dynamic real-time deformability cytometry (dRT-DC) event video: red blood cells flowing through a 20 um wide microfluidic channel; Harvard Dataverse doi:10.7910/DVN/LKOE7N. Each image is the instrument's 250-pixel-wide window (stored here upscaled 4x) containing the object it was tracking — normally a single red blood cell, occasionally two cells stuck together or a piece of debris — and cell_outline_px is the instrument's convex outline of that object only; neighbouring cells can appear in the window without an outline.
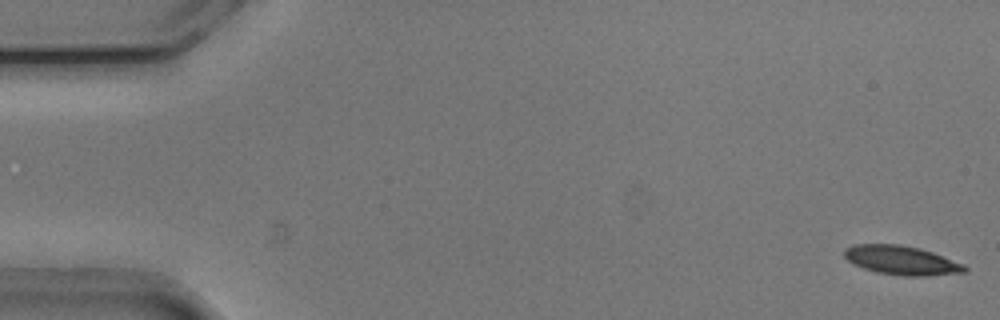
{"species": "common noctule bat (a hibernating species)", "species_latin": "Nyctalus noctula", "temperature_condition": "cold", "stored_images_in_passage": 53, "camera_frame_rate_fps": 3000, "um_per_image_px": 0.085, "animal": {"sex": "male", "body_mass_g": 20.5, "forearm_length_mm": 52.5}, "frame": {"image": 1, "passage_image": 1, "time_ms": 0.0, "image_size_px": [1000, 320], "cell_outline_px": [[968, 272], [924, 276], [904, 276], [876, 272], [852, 264], [844, 256], [844, 248], [852, 244], [900, 244], [920, 248], [932, 252], [964, 264], [968, 268]], "centroid_in_image_um": [76.62, 22.12], "position_along_channel_um": 8.4, "area_um2": 20.52}}
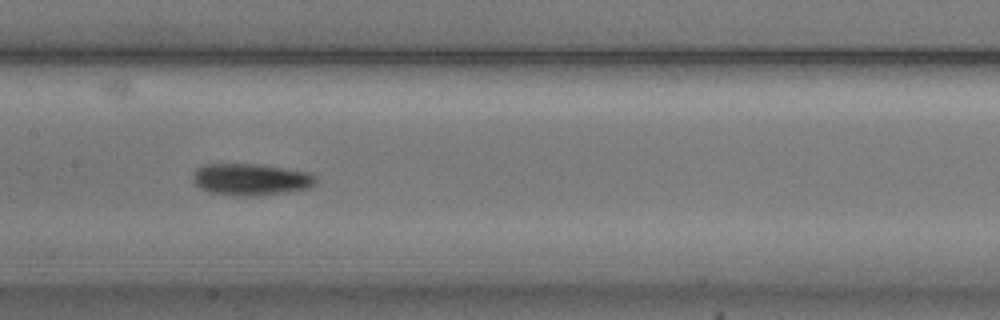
{"frame": {"image": 2, "passage_image": 26, "time_ms": 8.333, "image_size_px": [1000, 320], "cell_outline_px": [[316, 184], [308, 188], [284, 192], [252, 196], [236, 196], [208, 192], [200, 188], [192, 180], [192, 176], [204, 164], [256, 164], [308, 172], [316, 176]], "centroid_in_image_um": [21.31, 15.26], "position_along_channel_um": 186.1, "area_um2": 22.54}}
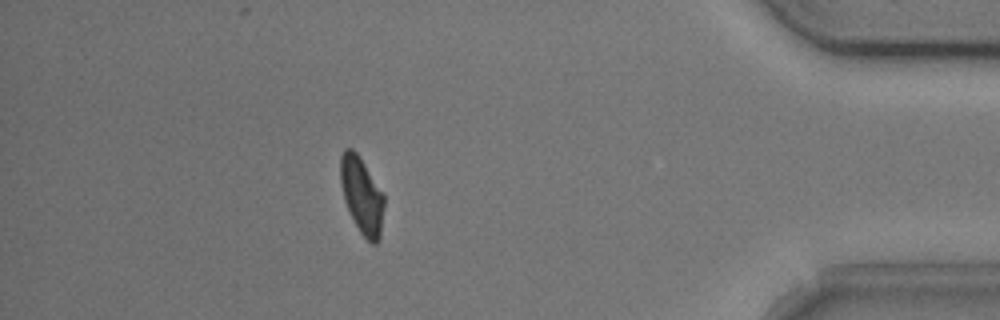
{"frame": {"image": 3, "passage_image": 47, "time_ms": 15.333, "image_size_px": [1000, 320], "cell_outline_px": [[384, 204], [380, 236], [376, 244], [372, 244], [360, 232], [344, 200], [340, 184], [340, 156], [344, 148], [352, 148], [356, 152], [384, 192]], "centroid_in_image_um": [30.75, 16.57], "position_along_channel_um": 404.4, "area_um2": 19.42}, "authors_computed_cell_mechanics": {"area_um2": 20.6924, "velocity_mm_per_s": 3.7718, "shape_relaxation_time_tau1_ms": 2.6726, "shape_relaxation_time_tau2_ms": 4.8777, "deformation_change_tau1": 0.1317, "deformation_change_tau2": 0.1163}}